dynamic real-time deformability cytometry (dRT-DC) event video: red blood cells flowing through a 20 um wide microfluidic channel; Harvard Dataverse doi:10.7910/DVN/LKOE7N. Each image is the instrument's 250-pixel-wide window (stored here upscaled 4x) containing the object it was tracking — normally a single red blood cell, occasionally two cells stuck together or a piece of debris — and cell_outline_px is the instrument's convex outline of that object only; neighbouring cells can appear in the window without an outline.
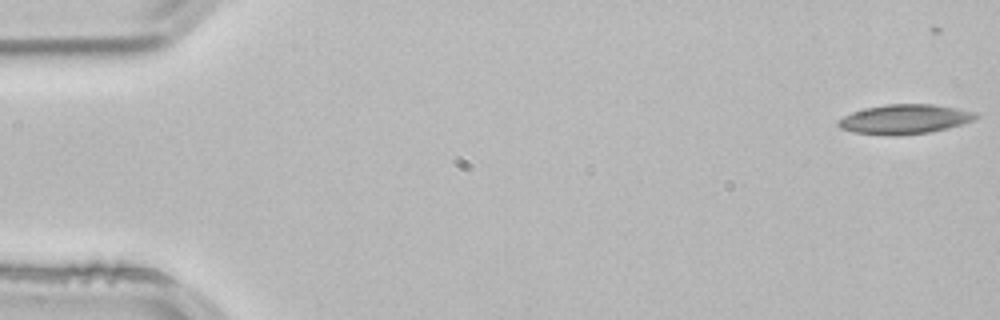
{"species": "common noctule bat (a hibernating species)", "species_latin": "Nyctalus noctula", "temperature_condition": "room temperature", "stored_images_in_passage": 41, "camera_frame_rate_fps": 3000, "um_per_image_px": 0.085, "animal": {"sex": "male", "body_mass_g": 21.5, "forearm_length_mm": 52.0}, "frame": {"image": 1, "passage_image": 1, "time_ms": 0.0, "image_size_px": [1000, 320], "cell_outline_px": [[980, 116], [964, 124], [948, 128], [928, 132], [852, 132], [840, 128], [836, 124], [836, 120], [852, 112], [884, 104], [932, 104], [956, 108], [976, 112]], "centroid_in_image_um": [76.94, 10.07], "position_along_channel_um": 8.1, "area_um2": 22.6}}
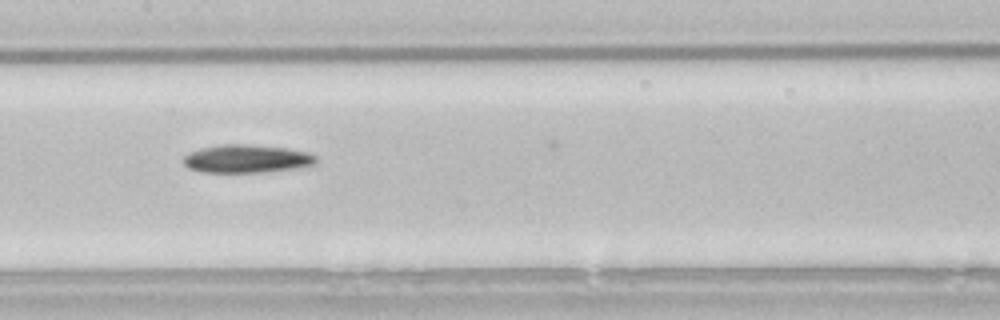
{"frame": {"image": 2, "passage_image": 26, "time_ms": 8.333, "image_size_px": [1000, 320], "cell_outline_px": [[316, 164], [300, 168], [260, 172], [200, 172], [188, 168], [184, 164], [184, 156], [200, 148], [220, 144], [244, 144], [284, 148], [308, 152], [316, 156]], "centroid_in_image_um": [20.97, 13.5], "position_along_channel_um": 186.4, "area_um2": 21.68}}
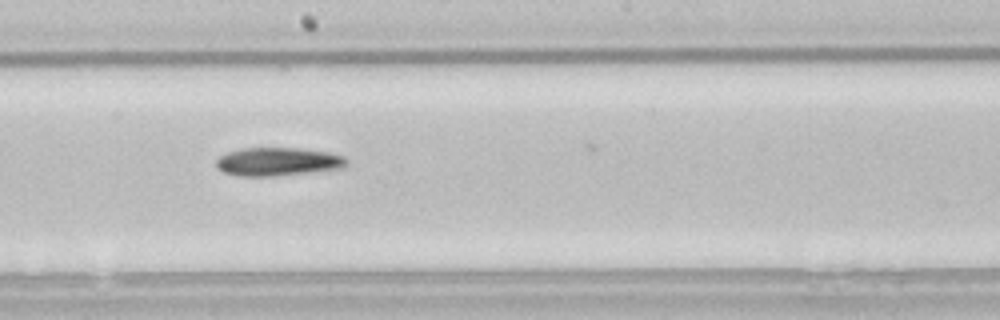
{"frame": {"image": 3, "passage_image": 29, "time_ms": 9.333, "image_size_px": [1000, 320], "cell_outline_px": [[348, 164], [344, 168], [276, 176], [240, 176], [224, 172], [216, 168], [216, 160], [220, 156], [228, 152], [244, 148], [300, 148], [328, 152], [344, 156], [348, 160]], "centroid_in_image_um": [23.64, 13.74], "position_along_channel_um": 224.6, "area_um2": 21.62}}